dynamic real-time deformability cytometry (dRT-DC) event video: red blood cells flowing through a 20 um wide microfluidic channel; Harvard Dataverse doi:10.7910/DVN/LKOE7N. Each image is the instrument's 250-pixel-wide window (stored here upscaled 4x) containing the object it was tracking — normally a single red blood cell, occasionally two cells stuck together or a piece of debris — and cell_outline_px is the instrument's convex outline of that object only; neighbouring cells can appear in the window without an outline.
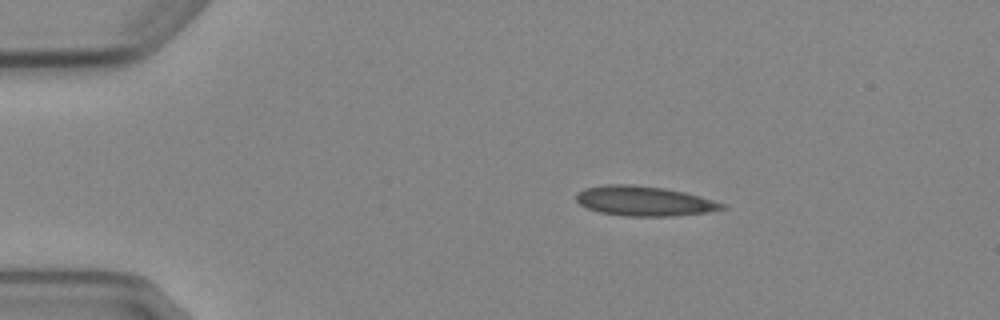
{"species": "Egyptian fruit bat (a non-hibernating species)", "species_latin": "Rousettus aegyptiacus", "temperature_condition": "cold", "stored_images_in_passage": 4, "camera_frame_rate_fps": 3000, "um_per_image_px": 0.085, "animal": {"sex": "female"}, "frame": {"image": 1, "passage_image": 1, "time_ms": 0.0, "image_size_px": [1000, 320], "cell_outline_px": [[728, 208], [708, 212], [672, 216], [624, 216], [600, 212], [588, 208], [580, 204], [576, 200], [576, 192], [584, 188], [604, 184], [632, 184], [664, 188], [684, 192], [700, 196], [728, 204]], "centroid_in_image_um": [54.77, 17.08], "position_along_channel_um": 30.2, "area_um2": 25.55}}
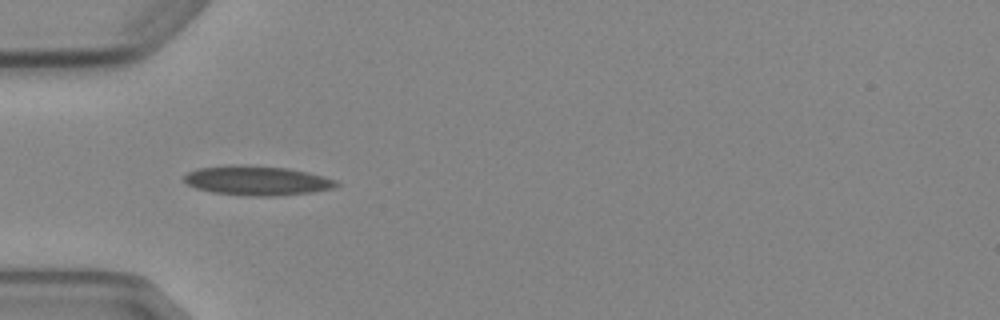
{"frame": {"image": 2, "passage_image": 3, "time_ms": 2.333, "image_size_px": [1000, 320], "cell_outline_px": [[340, 184], [332, 188], [312, 192], [272, 196], [248, 196], [212, 192], [196, 188], [188, 184], [184, 180], [184, 176], [188, 172], [196, 168], [228, 164], [288, 168], [308, 172], [324, 176], [336, 180]], "centroid_in_image_um": [21.83, 15.34], "position_along_channel_um": 63.2, "area_um2": 26.13}}
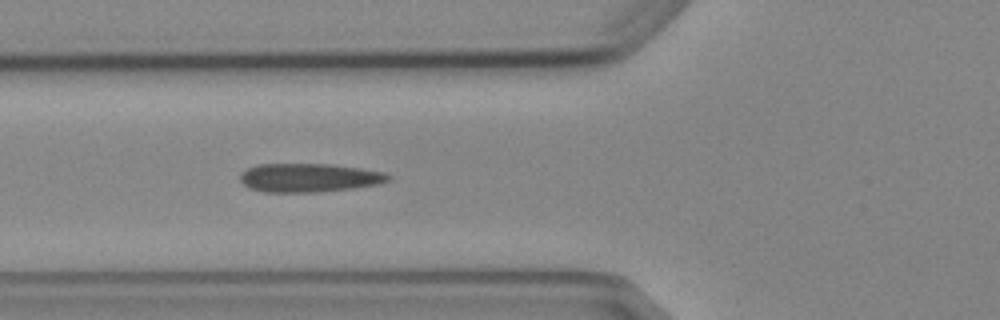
{"frame": {"image": 3, "passage_image": 4, "time_ms": 3.333, "image_size_px": [1000, 320], "cell_outline_px": [[392, 180], [380, 184], [356, 188], [320, 192], [264, 192], [248, 188], [240, 180], [240, 172], [256, 164], [332, 164], [388, 172], [392, 176]], "centroid_in_image_um": [26.33, 15.11], "position_along_channel_um": 99.5, "area_um2": 25.26}}